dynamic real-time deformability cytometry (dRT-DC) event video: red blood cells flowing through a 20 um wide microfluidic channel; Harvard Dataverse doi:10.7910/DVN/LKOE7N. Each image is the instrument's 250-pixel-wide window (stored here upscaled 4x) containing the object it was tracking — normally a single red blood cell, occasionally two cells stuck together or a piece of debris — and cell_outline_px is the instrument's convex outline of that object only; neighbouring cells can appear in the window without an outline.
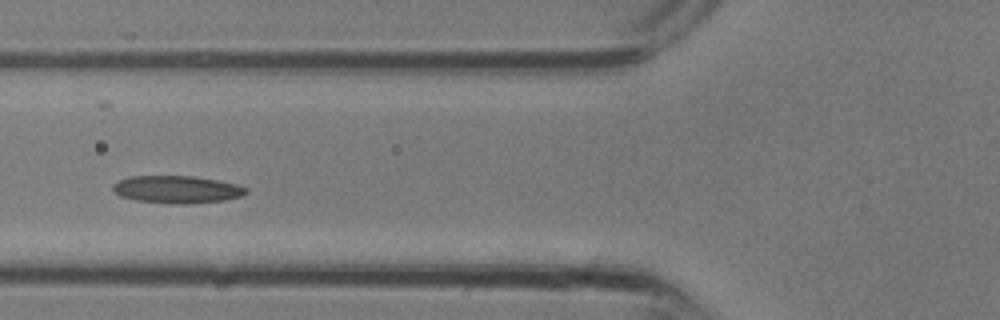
{"species": "common noctule bat (a hibernating species)", "species_latin": "Nyctalus noctula", "temperature_condition": "room temperature", "stored_images_in_passage": 23, "camera_frame_rate_fps": 3000, "um_per_image_px": 0.085, "animal": {"sex": "male", "body_mass_g": 13.3}, "frame": {"image": 1, "passage_image": 10, "time_ms": 3.0, "image_size_px": [1000, 320], "cell_outline_px": [[248, 192], [240, 196], [224, 200], [184, 204], [172, 204], [136, 200], [120, 196], [112, 188], [112, 184], [128, 176], [192, 176], [216, 180], [236, 184], [248, 188]], "centroid_in_image_um": [15.02, 16.1], "position_along_channel_um": 110.8, "area_um2": 21.21}}
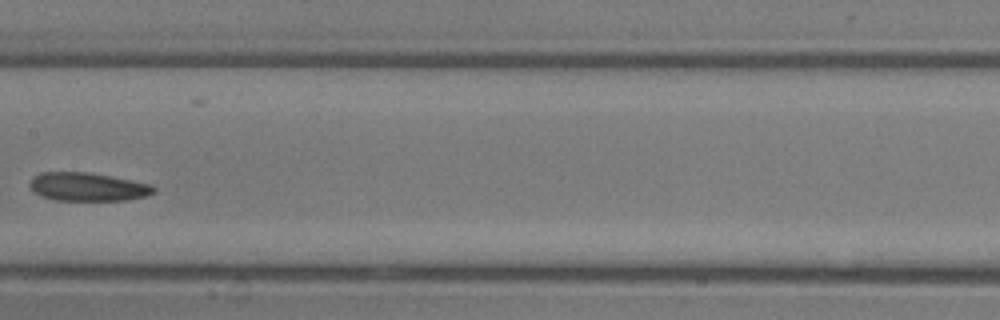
{"frame": {"image": 2, "passage_image": 14, "time_ms": 4.333, "image_size_px": [1000, 320], "cell_outline_px": [[156, 192], [148, 196], [128, 200], [52, 200], [40, 196], [28, 184], [40, 172], [88, 172], [152, 184], [156, 188]], "centroid_in_image_um": [7.5, 15.89], "position_along_channel_um": 199.9, "area_um2": 20.52}}
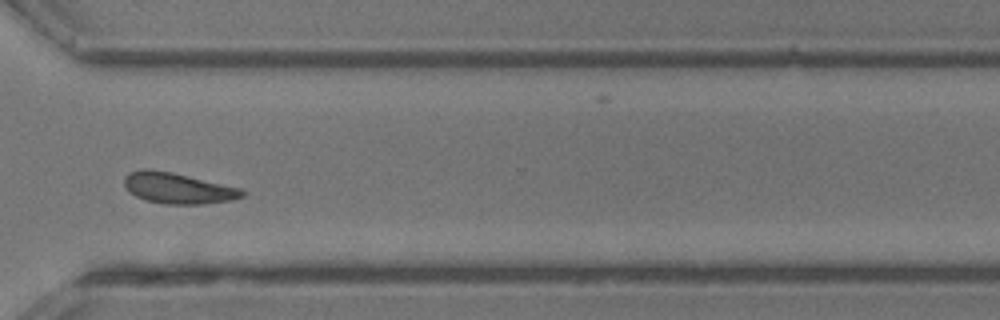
{"frame": {"image": 3, "passage_image": 21, "time_ms": 6.667, "image_size_px": [1000, 320], "cell_outline_px": [[244, 196], [232, 200], [204, 204], [164, 204], [144, 200], [128, 192], [124, 188], [124, 176], [132, 172], [144, 168], [172, 172], [240, 188], [244, 192]], "centroid_in_image_um": [15.08, 16.0], "position_along_channel_um": 355.5, "area_um2": 21.21}}